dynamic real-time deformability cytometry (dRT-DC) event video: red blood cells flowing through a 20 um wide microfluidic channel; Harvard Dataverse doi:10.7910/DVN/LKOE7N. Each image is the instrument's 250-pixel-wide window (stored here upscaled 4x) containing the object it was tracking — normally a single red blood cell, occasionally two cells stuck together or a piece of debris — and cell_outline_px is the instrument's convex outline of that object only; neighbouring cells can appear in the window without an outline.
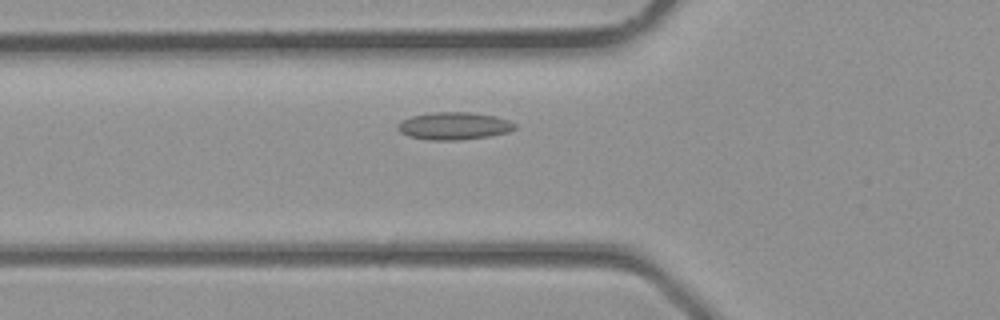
{"species": "common noctule bat (a hibernating species)", "species_latin": "Nyctalus noctula", "temperature_condition": "room temperature", "stored_images_in_passage": 6, "camera_frame_rate_fps": 3000, "um_per_image_px": 0.085, "animal": {"sex": "male", "body_mass_g": 23.1, "forearm_length_mm": 52.7}, "frame": {"image": 1, "passage_image": 6, "time_ms": 1.667, "image_size_px": [1000, 320], "cell_outline_px": [[516, 128], [508, 132], [488, 136], [456, 140], [432, 140], [408, 136], [400, 132], [396, 128], [404, 120], [412, 116], [428, 112], [468, 112], [496, 116], [508, 120], [516, 124]], "centroid_in_image_um": [38.6, 10.7], "position_along_channel_um": 87.2, "area_um2": 18.61}}